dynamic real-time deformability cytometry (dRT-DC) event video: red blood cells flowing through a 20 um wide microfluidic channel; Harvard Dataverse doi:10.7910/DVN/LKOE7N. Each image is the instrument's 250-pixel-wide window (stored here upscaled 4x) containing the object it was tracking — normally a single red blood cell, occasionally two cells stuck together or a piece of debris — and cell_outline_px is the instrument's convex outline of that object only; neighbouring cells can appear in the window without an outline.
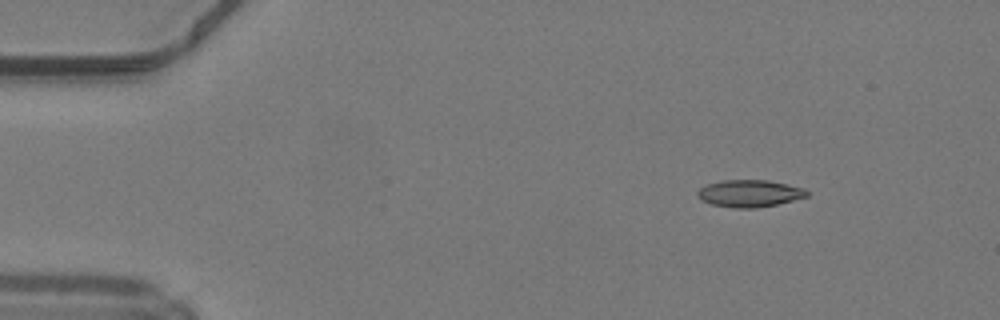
{"species": "common noctule bat (a hibernating species)", "species_latin": "Nyctalus noctula", "temperature_condition": "warm", "stored_images_in_passage": 41, "camera_frame_rate_fps": 3000, "um_per_image_px": 0.085, "animal": {"sex": "male", "body_mass_g": 19.2, "forearm_length_mm": 51.8}, "frame": {"image": 1, "passage_image": 1, "time_ms": 0.0, "image_size_px": [1000, 320], "cell_outline_px": [[808, 196], [776, 204], [756, 208], [736, 208], [712, 204], [704, 200], [696, 192], [700, 188], [708, 184], [724, 180], [768, 180], [804, 188], [808, 192]], "centroid_in_image_um": [63.73, 16.43], "position_along_channel_um": 21.3, "area_um2": 16.94}}
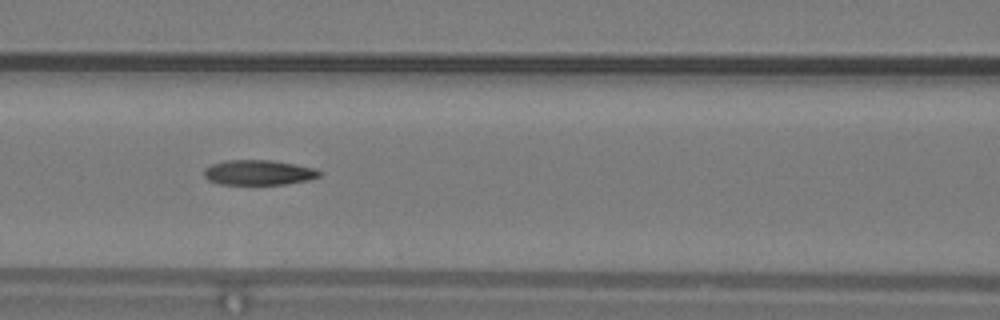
{"frame": {"image": 2, "passage_image": 16, "time_ms": 5.0, "image_size_px": [1000, 320], "cell_outline_px": [[320, 176], [308, 180], [284, 184], [220, 184], [208, 180], [204, 176], [204, 168], [212, 164], [224, 160], [272, 160], [296, 164], [316, 168], [320, 172]], "centroid_in_image_um": [21.97, 14.65], "position_along_channel_um": 144.6, "area_um2": 16.88}}
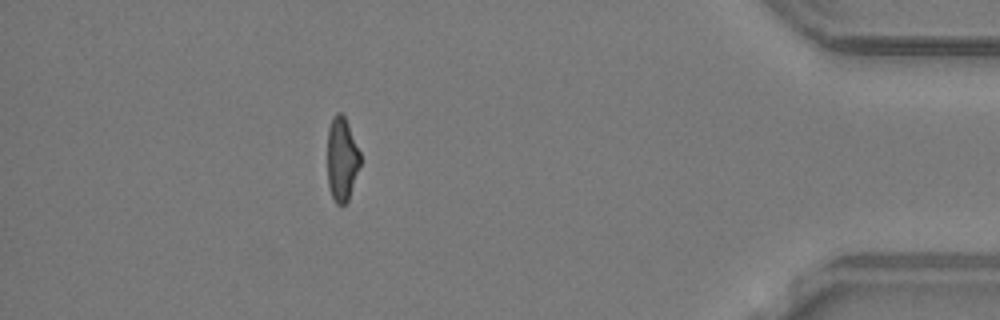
{"frame": {"image": 3, "passage_image": 38, "time_ms": 12.333, "image_size_px": [1000, 320], "cell_outline_px": [[360, 164], [348, 200], [344, 204], [336, 204], [332, 196], [328, 184], [328, 128], [336, 112], [340, 112], [344, 116], [348, 124], [360, 152]], "centroid_in_image_um": [29.05, 13.52], "position_along_channel_um": 406.1, "area_um2": 15.78}, "authors_computed_cell_mechanics": {"area_um2": 17.2244, "velocity_mm_per_s": 4.2571, "shape_relaxation_time_tau1_ms": null, "shape_relaxation_time_tau2_ms": 3.2615, "deformation_change_tau1": null, "deformation_change_tau2": 0.1166}}